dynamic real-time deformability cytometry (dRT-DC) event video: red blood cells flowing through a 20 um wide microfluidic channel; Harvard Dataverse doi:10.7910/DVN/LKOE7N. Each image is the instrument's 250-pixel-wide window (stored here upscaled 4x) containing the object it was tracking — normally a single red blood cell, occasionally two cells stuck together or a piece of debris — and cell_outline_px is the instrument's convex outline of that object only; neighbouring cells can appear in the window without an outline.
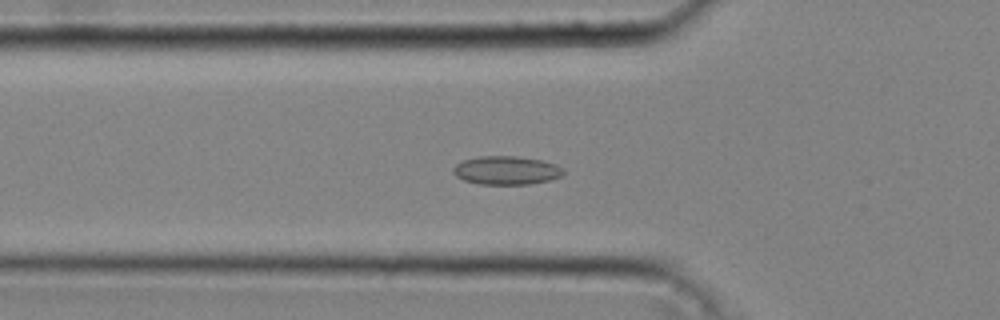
{"species": "common noctule bat (a hibernating species)", "species_latin": "Nyctalus noctula", "temperature_condition": "cold", "stored_images_in_passage": 39, "camera_frame_rate_fps": 3000, "um_per_image_px": 0.085, "animal": {"sex": "male", "body_mass_g": 20.4}, "frame": {"image": 1, "passage_image": 10, "time_ms": 3.0, "image_size_px": [1000, 320], "cell_outline_px": [[564, 176], [548, 180], [528, 184], [480, 184], [464, 180], [456, 176], [452, 172], [452, 168], [456, 164], [464, 160], [480, 156], [516, 156], [540, 160], [556, 164], [564, 168]], "centroid_in_image_um": [43.05, 14.48], "position_along_channel_um": 82.7, "area_um2": 18.32}}
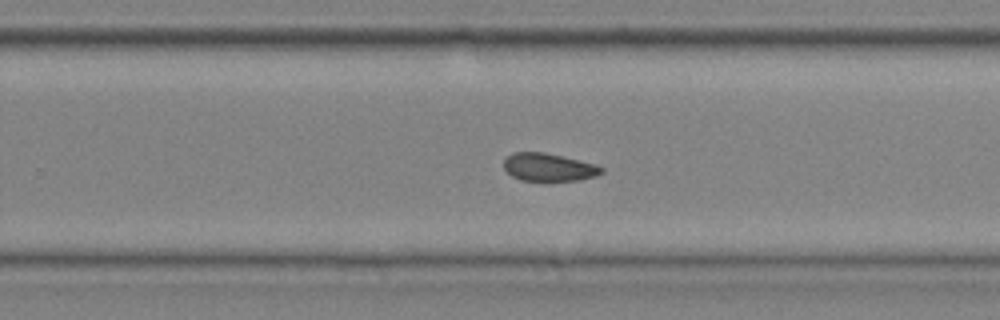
{"frame": {"image": 2, "passage_image": 24, "time_ms": 7.667, "image_size_px": [1000, 320], "cell_outline_px": [[604, 172], [596, 176], [580, 180], [520, 180], [512, 176], [504, 168], [504, 160], [512, 152], [544, 152], [592, 164], [604, 168]], "centroid_in_image_um": [46.61, 14.22], "position_along_channel_um": 283.2, "area_um2": 15.55}}
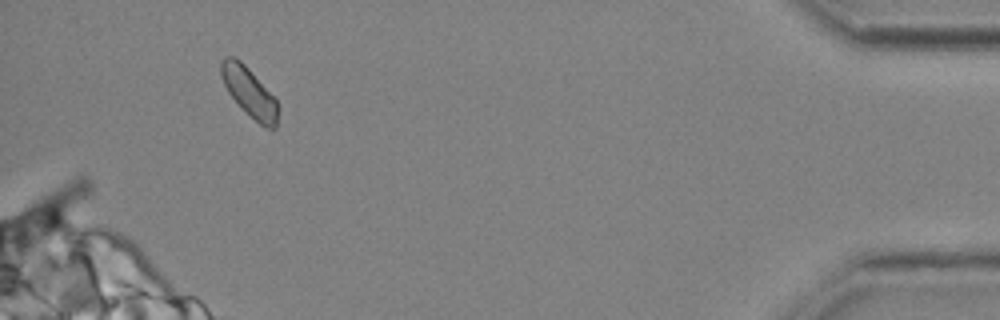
{"frame": {"image": 3, "passage_image": 37, "time_ms": 12.0, "image_size_px": [1000, 320], "cell_outline_px": [[280, 108], [276, 128], [268, 128], [260, 124], [228, 92], [224, 84], [220, 72], [220, 60], [224, 56], [232, 56], [240, 60], [248, 68], [276, 100]], "centroid_in_image_um": [21.19, 7.8], "position_along_channel_um": 414.0, "area_um2": 15.9}, "authors_computed_cell_mechanics": {"area_um2": 16.3574, "velocity_mm_per_s": 4.2966, "shape_relaxation_time_tau1_ms": null, "shape_relaxation_time_tau2_ms": 2.8121, "deformation_change_tau1": null, "deformation_change_tau2": 0.0765}}